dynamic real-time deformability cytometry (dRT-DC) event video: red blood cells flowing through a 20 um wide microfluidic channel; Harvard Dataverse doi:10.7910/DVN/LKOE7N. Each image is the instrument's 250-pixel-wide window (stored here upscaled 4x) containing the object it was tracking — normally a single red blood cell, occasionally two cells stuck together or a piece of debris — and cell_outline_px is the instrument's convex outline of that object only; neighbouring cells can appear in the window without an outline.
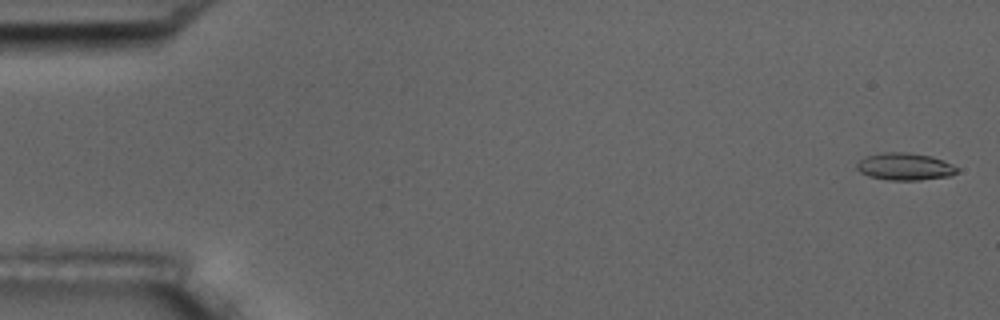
{"species": "common noctule bat (a hibernating species)", "species_latin": "Nyctalus noctula", "temperature_condition": "room temperature", "stored_images_in_passage": 7, "camera_frame_rate_fps": 3000, "um_per_image_px": 0.085, "animal": {"sex": "male", "body_mass_g": 17.5, "forearm_length_mm": 52.3}, "frame": {"image": 1, "passage_image": 1, "time_ms": 0.0, "image_size_px": [1000, 320], "cell_outline_px": [[960, 172], [952, 176], [920, 180], [888, 180], [868, 176], [860, 172], [856, 168], [856, 164], [864, 156], [884, 152], [908, 152], [932, 156], [952, 164], [960, 168]], "centroid_in_image_um": [76.94, 14.16], "position_along_channel_um": 8.1, "area_um2": 16.24}}
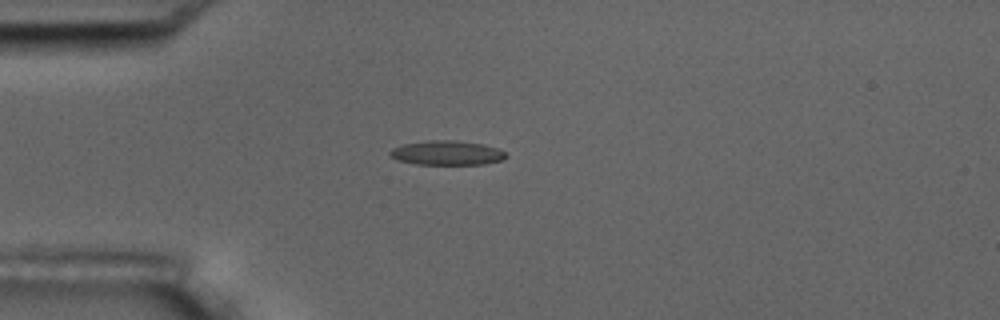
{"frame": {"image": 2, "passage_image": 5, "time_ms": 4.667, "image_size_px": [1000, 320], "cell_outline_px": [[508, 156], [504, 160], [484, 164], [416, 164], [396, 160], [388, 156], [388, 152], [392, 148], [404, 144], [428, 140], [456, 140], [484, 144], [496, 148], [504, 152]], "centroid_in_image_um": [37.96, 12.99], "position_along_channel_um": 47.0, "area_um2": 16.65}}
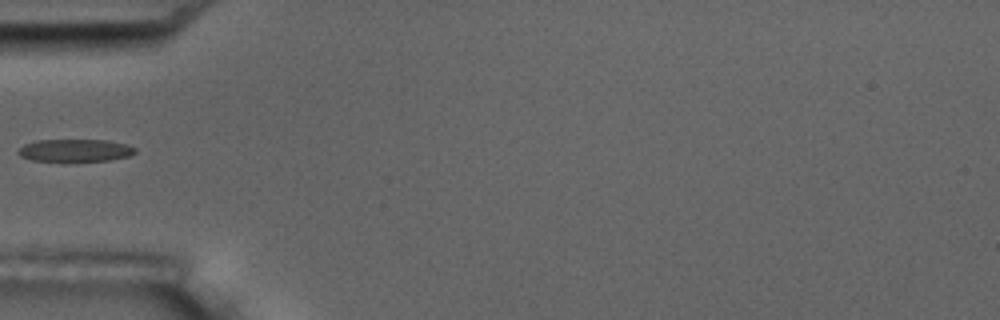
{"frame": {"image": 3, "passage_image": 6, "time_ms": 6.0, "image_size_px": [1000, 320], "cell_outline_px": [[136, 152], [128, 156], [108, 160], [32, 160], [20, 156], [16, 152], [24, 144], [36, 140], [108, 140], [124, 144], [136, 148]], "centroid_in_image_um": [6.36, 12.76], "position_along_channel_um": 78.6, "area_um2": 14.97}}